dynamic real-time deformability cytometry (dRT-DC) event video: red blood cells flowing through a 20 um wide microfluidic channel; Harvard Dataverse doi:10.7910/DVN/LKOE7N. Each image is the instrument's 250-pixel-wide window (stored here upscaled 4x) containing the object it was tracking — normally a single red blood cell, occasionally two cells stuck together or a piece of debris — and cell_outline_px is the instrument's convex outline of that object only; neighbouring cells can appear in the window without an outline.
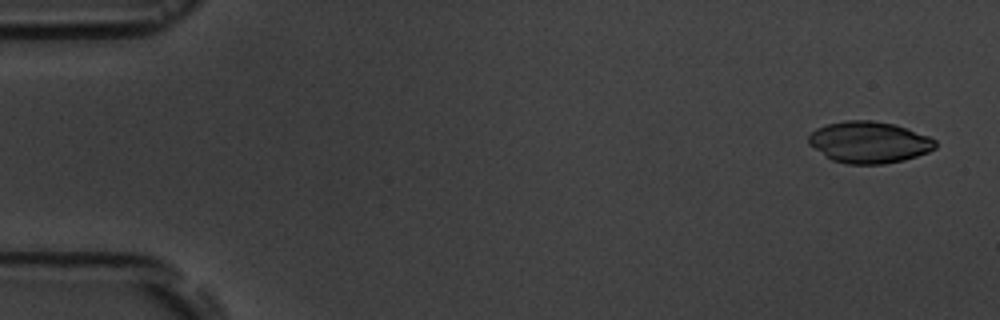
{"species": "common noctule bat (a hibernating species)", "species_latin": "Nyctalus noctula", "temperature_condition": "room temperature", "stored_images_in_passage": 6, "camera_frame_rate_fps": 3000, "um_per_image_px": 0.085, "animal": {"sex": "male", "body_mass_g": 19.5, "forearm_length_mm": 54.6}, "frame": {"image": 1, "passage_image": 1, "time_ms": 0.0, "image_size_px": [1000, 320], "cell_outline_px": [[936, 148], [928, 152], [904, 160], [884, 164], [848, 164], [832, 160], [808, 144], [808, 136], [816, 128], [828, 124], [844, 120], [872, 120], [896, 124], [928, 136], [936, 140]], "centroid_in_image_um": [73.87, 12.08], "position_along_channel_um": 11.1, "area_um2": 30.75}}